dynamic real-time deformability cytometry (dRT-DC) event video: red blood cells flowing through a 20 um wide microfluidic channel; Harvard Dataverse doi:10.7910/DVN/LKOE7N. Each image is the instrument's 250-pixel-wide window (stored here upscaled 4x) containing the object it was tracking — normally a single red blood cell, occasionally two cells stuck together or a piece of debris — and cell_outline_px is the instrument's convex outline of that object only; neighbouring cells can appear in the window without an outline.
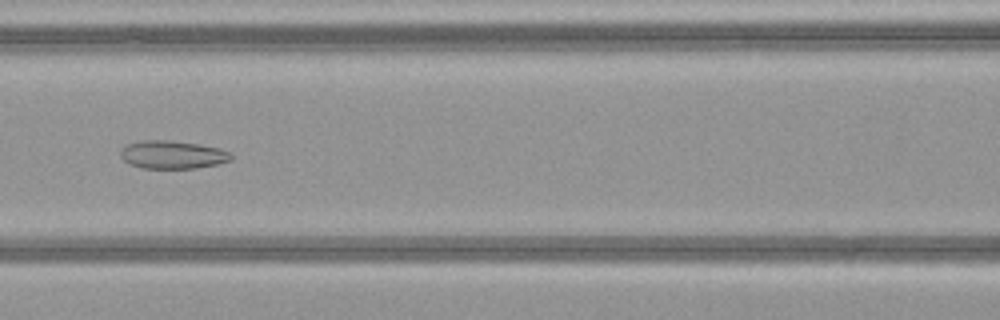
{"species": "common noctule bat (a hibernating species)", "species_latin": "Nyctalus noctula", "temperature_condition": "warm", "stored_images_in_passage": 50, "camera_frame_rate_fps": 3000, "um_per_image_px": 0.085, "animal": {"sex": "female", "body_mass_g": 21.9}, "frame": {"image": 1, "passage_image": 23, "time_ms": 7.333, "image_size_px": [1000, 320], "cell_outline_px": [[232, 160], [216, 164], [196, 168], [140, 168], [128, 164], [120, 156], [120, 148], [128, 144], [140, 140], [172, 140], [200, 144], [220, 148], [232, 152]], "centroid_in_image_um": [14.66, 13.14], "position_along_channel_um": 151.9, "area_um2": 18.38}}
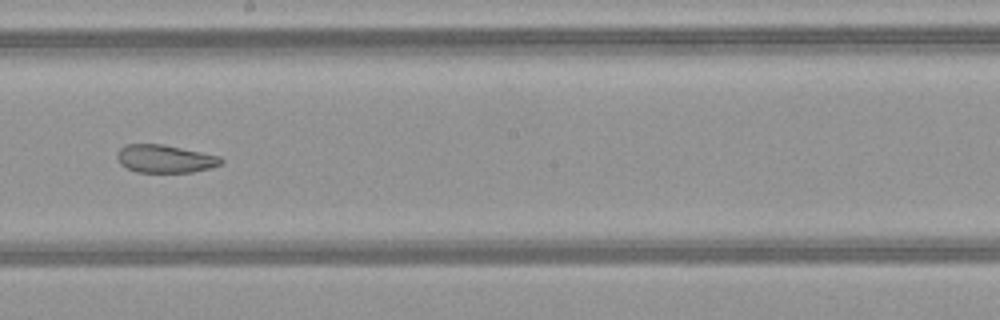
{"frame": {"image": 2, "passage_image": 29, "time_ms": 9.333, "image_size_px": [1000, 320], "cell_outline_px": [[224, 160], [220, 164], [208, 168], [192, 172], [136, 172], [120, 164], [116, 156], [116, 152], [124, 144], [164, 144], [220, 156]], "centroid_in_image_um": [13.99, 13.48], "position_along_channel_um": 234.2, "area_um2": 16.94}}
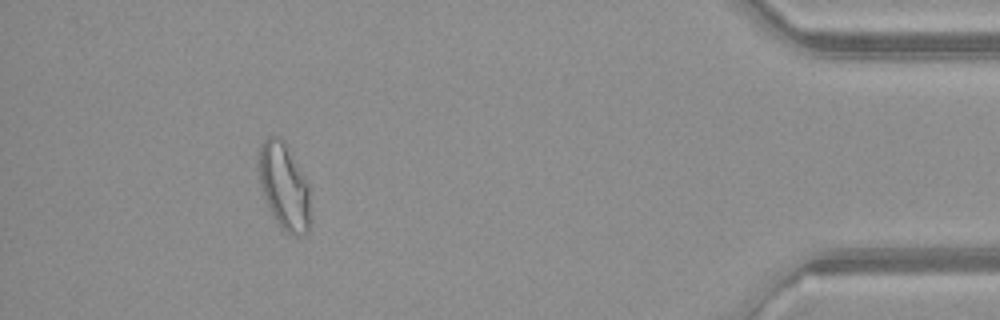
{"frame": {"image": 3, "passage_image": 46, "time_ms": 15.0, "image_size_px": [1000, 320], "cell_outline_px": [[308, 232], [300, 236], [288, 236], [280, 228], [272, 216], [260, 188], [256, 156], [260, 144], [268, 136], [280, 136], [284, 140], [308, 180]], "centroid_in_image_um": [24.09, 15.81], "position_along_channel_um": 411.1, "area_um2": 26.76}, "authors_computed_cell_mechanics": {"area_um2": 23.7269, "velocity_mm_per_s": 4.1194, "shape_relaxation_time_tau1_ms": null, "shape_relaxation_time_tau2_ms": 2.3119, "deformation_change_tau1": null, "deformation_change_tau2": 0.0878}}